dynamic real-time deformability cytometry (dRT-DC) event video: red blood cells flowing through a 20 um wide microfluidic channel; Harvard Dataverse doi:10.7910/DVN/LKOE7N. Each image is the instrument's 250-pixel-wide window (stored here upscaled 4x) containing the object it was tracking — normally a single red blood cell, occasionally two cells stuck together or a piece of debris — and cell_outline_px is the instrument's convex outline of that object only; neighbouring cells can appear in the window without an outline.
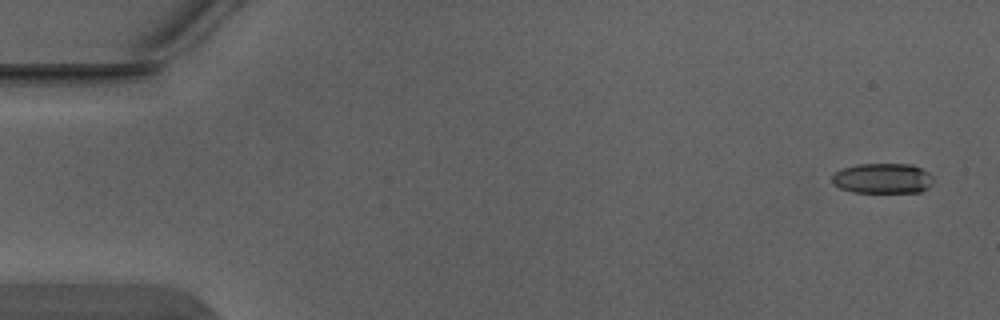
{"species": "Egyptian fruit bat (a non-hibernating species)", "species_latin": "Rousettus aegyptiacus", "temperature_condition": "warm", "stored_images_in_passage": 5, "camera_frame_rate_fps": 3000, "um_per_image_px": 0.085, "animal": {"sex": "male"}, "frame": {"image": 1, "passage_image": 1, "time_ms": 0.0, "image_size_px": [1000, 320], "cell_outline_px": [[932, 184], [928, 188], [920, 192], [852, 192], [840, 188], [832, 184], [832, 176], [840, 168], [860, 164], [912, 164], [928, 172], [932, 176]], "centroid_in_image_um": [75.01, 15.16], "position_along_channel_um": 10.0, "area_um2": 17.92}}
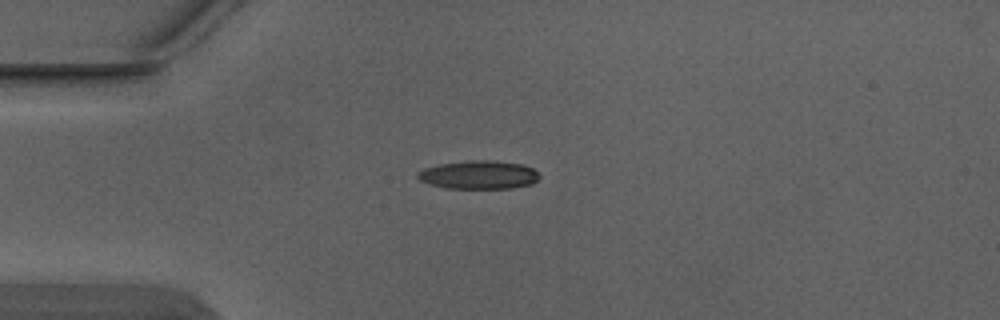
{"frame": {"image": 2, "passage_image": 4, "time_ms": 1.0, "image_size_px": [1000, 320], "cell_outline_px": [[540, 176], [532, 184], [512, 188], [448, 188], [428, 184], [420, 180], [416, 176], [424, 168], [440, 164], [472, 160], [492, 160], [524, 164], [532, 168]], "centroid_in_image_um": [40.71, 14.86], "position_along_channel_um": 44.3, "area_um2": 20.06}}
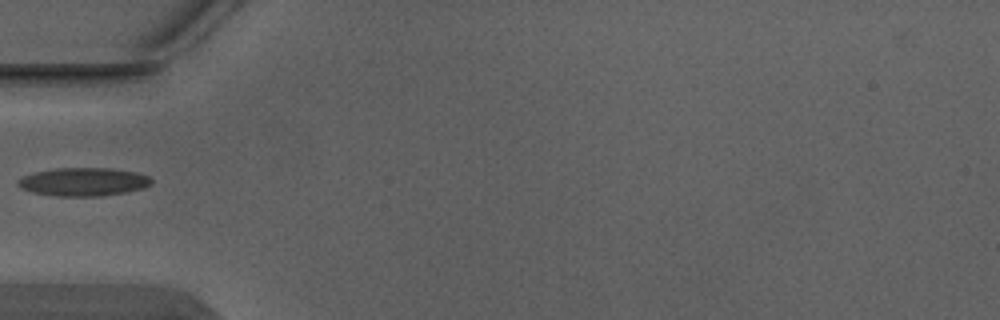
{"frame": {"image": 3, "passage_image": 5, "time_ms": 1.333, "image_size_px": [1000, 320], "cell_outline_px": [[152, 184], [144, 188], [124, 192], [100, 196], [56, 196], [32, 192], [20, 188], [16, 184], [16, 180], [24, 176], [36, 172], [56, 168], [112, 168], [136, 172], [148, 176], [152, 180]], "centroid_in_image_um": [7.08, 15.45], "position_along_channel_um": 77.9, "area_um2": 22.02}}